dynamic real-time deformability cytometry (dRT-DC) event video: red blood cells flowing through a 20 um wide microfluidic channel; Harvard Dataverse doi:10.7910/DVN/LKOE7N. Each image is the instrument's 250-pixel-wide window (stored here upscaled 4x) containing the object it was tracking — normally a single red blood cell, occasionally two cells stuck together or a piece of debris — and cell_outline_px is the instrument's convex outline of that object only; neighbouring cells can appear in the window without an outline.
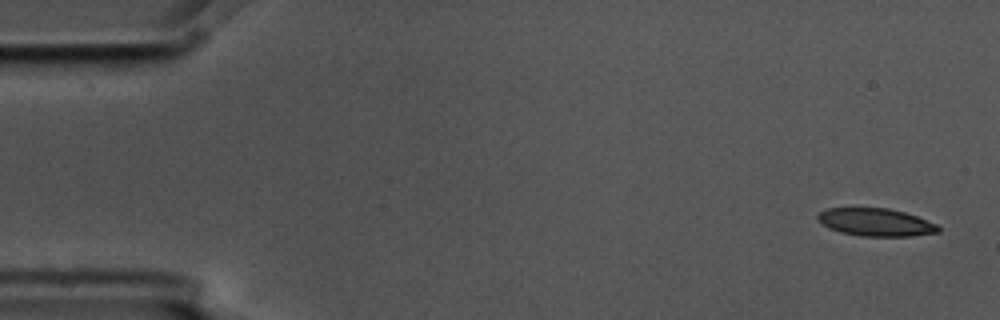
{"species": "common noctule bat (a hibernating species)", "species_latin": "Nyctalus noctula", "temperature_condition": "cold", "stored_images_in_passage": 6, "camera_frame_rate_fps": 3000, "um_per_image_px": 0.085, "animal": {"sex": "male", "body_mass_g": 17.5, "forearm_length_mm": 52.3}, "frame": {"image": 1, "passage_image": 1, "time_ms": 0.0, "image_size_px": [1000, 320], "cell_outline_px": [[940, 232], [912, 236], [860, 236], [840, 232], [828, 228], [820, 224], [816, 216], [820, 212], [828, 208], [888, 208], [904, 212], [916, 216], [936, 224], [940, 228]], "centroid_in_image_um": [74.41, 18.89], "position_along_channel_um": 10.6, "area_um2": 19.54}}
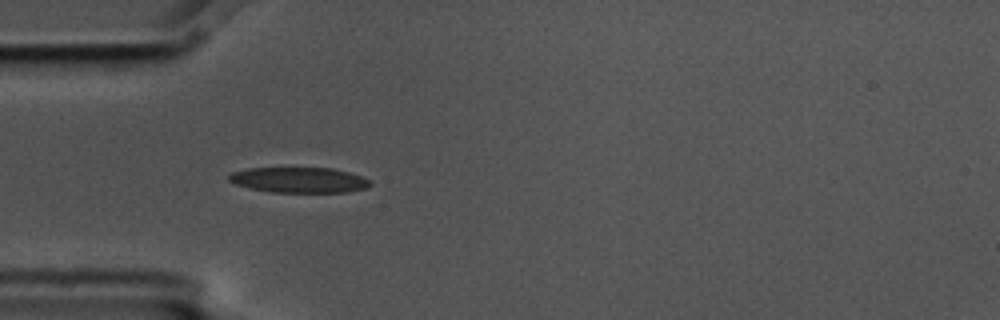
{"frame": {"image": 2, "passage_image": 5, "time_ms": 1.333, "image_size_px": [1000, 320], "cell_outline_px": [[372, 184], [368, 188], [348, 192], [272, 192], [252, 188], [236, 184], [228, 180], [228, 176], [232, 172], [248, 168], [332, 168], [348, 172], [360, 176], [368, 180]], "centroid_in_image_um": [25.43, 15.3], "position_along_channel_um": 59.6, "area_um2": 20.81}}